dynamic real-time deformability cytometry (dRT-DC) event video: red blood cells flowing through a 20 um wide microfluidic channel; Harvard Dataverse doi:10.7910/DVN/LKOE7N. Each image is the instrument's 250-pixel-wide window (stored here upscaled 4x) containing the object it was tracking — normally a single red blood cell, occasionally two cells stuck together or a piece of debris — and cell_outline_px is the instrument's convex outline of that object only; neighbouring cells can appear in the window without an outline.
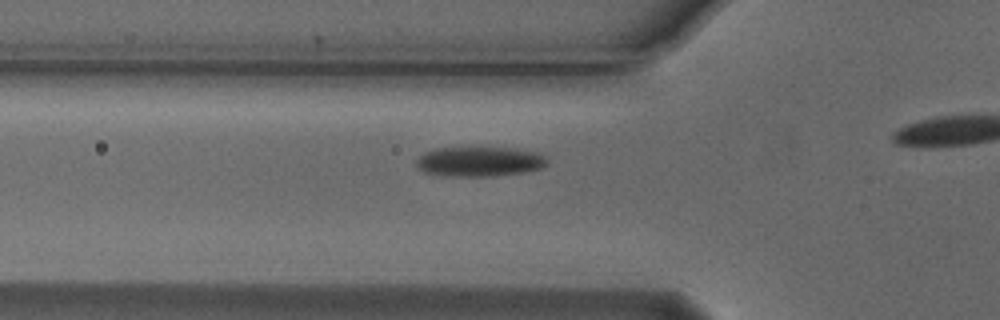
{"species": "Egyptian fruit bat (a non-hibernating species)", "species_latin": "Rousettus aegyptiacus", "temperature_condition": "cold", "stored_images_in_passage": 29, "camera_frame_rate_fps": 3000, "um_per_image_px": 0.085, "animal": {"sex": "male"}, "frame": {"image": 1, "passage_image": 14, "time_ms": 4.333, "image_size_px": [1000, 320], "cell_outline_px": [[548, 164], [540, 168], [520, 172], [496, 176], [440, 176], [424, 172], [416, 168], [416, 160], [424, 152], [436, 148], [512, 148], [540, 152], [548, 160]], "centroid_in_image_um": [40.73, 13.73], "position_along_channel_um": 85.1, "area_um2": 22.83}}
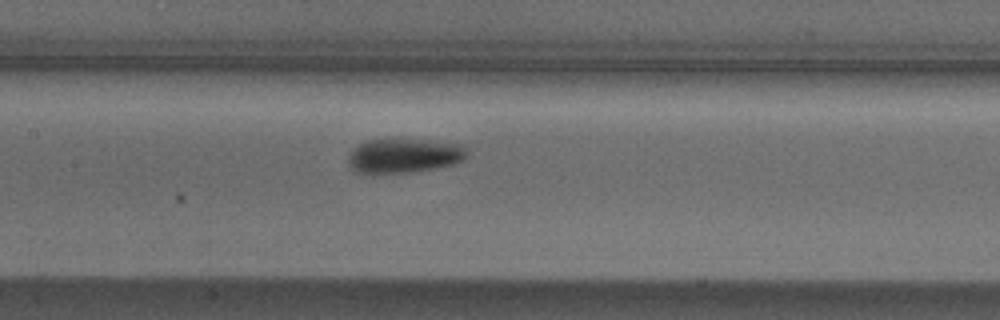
{"frame": {"image": 2, "passage_image": 21, "time_ms": 6.667, "image_size_px": [1000, 320], "cell_outline_px": [[468, 152], [464, 160], [452, 164], [412, 172], [372, 176], [356, 172], [348, 168], [348, 152], [360, 144], [368, 140], [396, 136], [464, 144], [468, 148]], "centroid_in_image_um": [34.28, 13.22], "position_along_channel_um": 173.1, "area_um2": 25.37}}
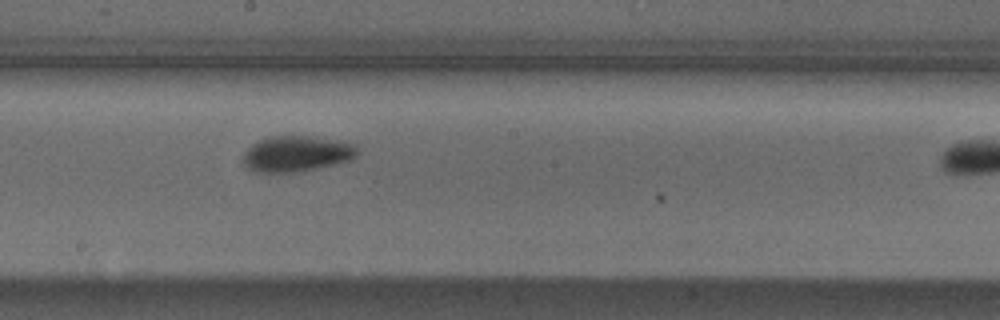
{"frame": {"image": 3, "passage_image": 25, "time_ms": 8.0, "image_size_px": [1000, 320], "cell_outline_px": [[356, 156], [352, 160], [316, 168], [296, 172], [256, 172], [248, 168], [244, 164], [244, 152], [252, 144], [260, 140], [272, 136], [308, 136], [336, 140], [356, 144]], "centroid_in_image_um": [25.21, 13.07], "position_along_channel_um": 223.0, "area_um2": 23.58}}